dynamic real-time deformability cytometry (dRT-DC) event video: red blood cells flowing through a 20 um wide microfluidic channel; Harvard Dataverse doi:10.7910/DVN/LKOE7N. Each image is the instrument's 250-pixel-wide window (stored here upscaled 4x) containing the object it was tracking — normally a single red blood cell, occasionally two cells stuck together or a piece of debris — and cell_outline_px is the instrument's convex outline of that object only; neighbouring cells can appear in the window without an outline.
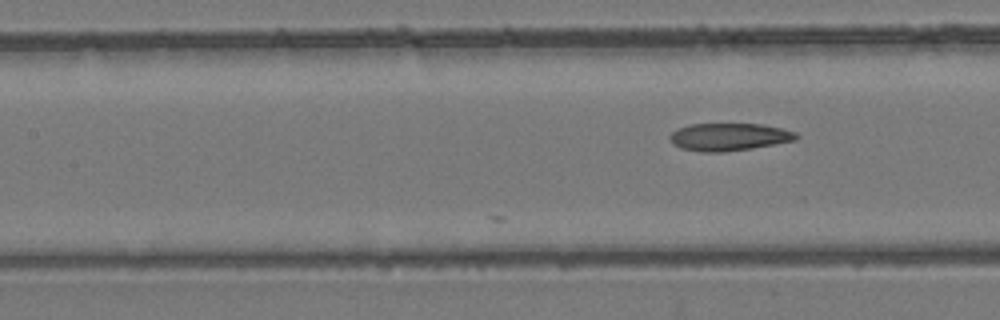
{"species": "common noctule bat (a hibernating species)", "species_latin": "Nyctalus noctula", "temperature_condition": "room temperature", "stored_images_in_passage": 22, "camera_frame_rate_fps": 3000, "um_per_image_px": 0.085, "animal": {"sex": "female", "body_mass_g": 24.6, "forearm_length_mm": 56.2}, "frame": {"image": 1, "passage_image": 22, "time_ms": 7.0, "image_size_px": [1000, 320], "cell_outline_px": [[800, 136], [796, 140], [752, 148], [724, 152], [700, 152], [680, 148], [672, 144], [668, 136], [676, 128], [688, 124], [764, 124], [796, 132]], "centroid_in_image_um": [61.93, 11.64], "position_along_channel_um": 145.5, "area_um2": 20.52}}